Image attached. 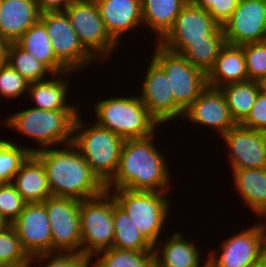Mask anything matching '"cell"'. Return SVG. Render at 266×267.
Here are the masks:
<instances>
[{
    "label": "cell",
    "instance_id": "34",
    "mask_svg": "<svg viewBox=\"0 0 266 267\" xmlns=\"http://www.w3.org/2000/svg\"><path fill=\"white\" fill-rule=\"evenodd\" d=\"M28 258L14 227L0 223V266L19 263Z\"/></svg>",
    "mask_w": 266,
    "mask_h": 267
},
{
    "label": "cell",
    "instance_id": "44",
    "mask_svg": "<svg viewBox=\"0 0 266 267\" xmlns=\"http://www.w3.org/2000/svg\"><path fill=\"white\" fill-rule=\"evenodd\" d=\"M262 89L266 92V79L261 82Z\"/></svg>",
    "mask_w": 266,
    "mask_h": 267
},
{
    "label": "cell",
    "instance_id": "38",
    "mask_svg": "<svg viewBox=\"0 0 266 267\" xmlns=\"http://www.w3.org/2000/svg\"><path fill=\"white\" fill-rule=\"evenodd\" d=\"M37 261L42 267H90L91 259L82 253L55 252L33 256L32 263Z\"/></svg>",
    "mask_w": 266,
    "mask_h": 267
},
{
    "label": "cell",
    "instance_id": "16",
    "mask_svg": "<svg viewBox=\"0 0 266 267\" xmlns=\"http://www.w3.org/2000/svg\"><path fill=\"white\" fill-rule=\"evenodd\" d=\"M228 148L231 171L266 168V132L248 129L240 124L221 136Z\"/></svg>",
    "mask_w": 266,
    "mask_h": 267
},
{
    "label": "cell",
    "instance_id": "25",
    "mask_svg": "<svg viewBox=\"0 0 266 267\" xmlns=\"http://www.w3.org/2000/svg\"><path fill=\"white\" fill-rule=\"evenodd\" d=\"M235 191L257 217L266 218V168L234 169Z\"/></svg>",
    "mask_w": 266,
    "mask_h": 267
},
{
    "label": "cell",
    "instance_id": "6",
    "mask_svg": "<svg viewBox=\"0 0 266 267\" xmlns=\"http://www.w3.org/2000/svg\"><path fill=\"white\" fill-rule=\"evenodd\" d=\"M110 192L115 202L127 213L145 239L154 247L169 218L170 199L167 192L117 189ZM167 197V198H166Z\"/></svg>",
    "mask_w": 266,
    "mask_h": 267
},
{
    "label": "cell",
    "instance_id": "39",
    "mask_svg": "<svg viewBox=\"0 0 266 267\" xmlns=\"http://www.w3.org/2000/svg\"><path fill=\"white\" fill-rule=\"evenodd\" d=\"M195 6L206 10L220 25L230 19L239 0H190Z\"/></svg>",
    "mask_w": 266,
    "mask_h": 267
},
{
    "label": "cell",
    "instance_id": "3",
    "mask_svg": "<svg viewBox=\"0 0 266 267\" xmlns=\"http://www.w3.org/2000/svg\"><path fill=\"white\" fill-rule=\"evenodd\" d=\"M32 106L6 117L4 125L32 139L38 145L36 151L72 143L79 110H42Z\"/></svg>",
    "mask_w": 266,
    "mask_h": 267
},
{
    "label": "cell",
    "instance_id": "23",
    "mask_svg": "<svg viewBox=\"0 0 266 267\" xmlns=\"http://www.w3.org/2000/svg\"><path fill=\"white\" fill-rule=\"evenodd\" d=\"M69 73L71 75L75 72L53 74L51 79L29 83L27 95H30V99L33 100L34 108L42 110H78V105H72L67 101L69 90L67 78Z\"/></svg>",
    "mask_w": 266,
    "mask_h": 267
},
{
    "label": "cell",
    "instance_id": "26",
    "mask_svg": "<svg viewBox=\"0 0 266 267\" xmlns=\"http://www.w3.org/2000/svg\"><path fill=\"white\" fill-rule=\"evenodd\" d=\"M190 0H141L143 25L159 42L172 28L182 8Z\"/></svg>",
    "mask_w": 266,
    "mask_h": 267
},
{
    "label": "cell",
    "instance_id": "42",
    "mask_svg": "<svg viewBox=\"0 0 266 267\" xmlns=\"http://www.w3.org/2000/svg\"><path fill=\"white\" fill-rule=\"evenodd\" d=\"M31 265H33L32 263V257H29L28 259L19 262V263H15V264H8V265H3L0 267H30Z\"/></svg>",
    "mask_w": 266,
    "mask_h": 267
},
{
    "label": "cell",
    "instance_id": "24",
    "mask_svg": "<svg viewBox=\"0 0 266 267\" xmlns=\"http://www.w3.org/2000/svg\"><path fill=\"white\" fill-rule=\"evenodd\" d=\"M243 45L225 44L216 58L214 67L207 74V85L221 88L227 84L247 81Z\"/></svg>",
    "mask_w": 266,
    "mask_h": 267
},
{
    "label": "cell",
    "instance_id": "1",
    "mask_svg": "<svg viewBox=\"0 0 266 267\" xmlns=\"http://www.w3.org/2000/svg\"><path fill=\"white\" fill-rule=\"evenodd\" d=\"M155 137L154 133L145 138L124 140L117 171L105 185L106 191L128 189L169 192L172 186L169 164L157 143H154Z\"/></svg>",
    "mask_w": 266,
    "mask_h": 267
},
{
    "label": "cell",
    "instance_id": "11",
    "mask_svg": "<svg viewBox=\"0 0 266 267\" xmlns=\"http://www.w3.org/2000/svg\"><path fill=\"white\" fill-rule=\"evenodd\" d=\"M49 35L57 59L69 70L78 72L96 58L82 45L65 12L41 13L39 20Z\"/></svg>",
    "mask_w": 266,
    "mask_h": 267
},
{
    "label": "cell",
    "instance_id": "13",
    "mask_svg": "<svg viewBox=\"0 0 266 267\" xmlns=\"http://www.w3.org/2000/svg\"><path fill=\"white\" fill-rule=\"evenodd\" d=\"M227 44L242 46L266 40V0H239L223 26Z\"/></svg>",
    "mask_w": 266,
    "mask_h": 267
},
{
    "label": "cell",
    "instance_id": "19",
    "mask_svg": "<svg viewBox=\"0 0 266 267\" xmlns=\"http://www.w3.org/2000/svg\"><path fill=\"white\" fill-rule=\"evenodd\" d=\"M106 31L119 45L122 35L143 25L141 0H95Z\"/></svg>",
    "mask_w": 266,
    "mask_h": 267
},
{
    "label": "cell",
    "instance_id": "8",
    "mask_svg": "<svg viewBox=\"0 0 266 267\" xmlns=\"http://www.w3.org/2000/svg\"><path fill=\"white\" fill-rule=\"evenodd\" d=\"M81 253L90 259L114 243L113 195L104 191L99 196L80 201Z\"/></svg>",
    "mask_w": 266,
    "mask_h": 267
},
{
    "label": "cell",
    "instance_id": "37",
    "mask_svg": "<svg viewBox=\"0 0 266 267\" xmlns=\"http://www.w3.org/2000/svg\"><path fill=\"white\" fill-rule=\"evenodd\" d=\"M29 82L8 63L0 66V97L17 99L28 92Z\"/></svg>",
    "mask_w": 266,
    "mask_h": 267
},
{
    "label": "cell",
    "instance_id": "7",
    "mask_svg": "<svg viewBox=\"0 0 266 267\" xmlns=\"http://www.w3.org/2000/svg\"><path fill=\"white\" fill-rule=\"evenodd\" d=\"M151 56L165 71L170 92L175 99V119L182 120L184 111L208 86L207 74L192 65L182 54L170 51L154 41Z\"/></svg>",
    "mask_w": 266,
    "mask_h": 267
},
{
    "label": "cell",
    "instance_id": "31",
    "mask_svg": "<svg viewBox=\"0 0 266 267\" xmlns=\"http://www.w3.org/2000/svg\"><path fill=\"white\" fill-rule=\"evenodd\" d=\"M90 267H156L155 253L112 247L96 253L91 258Z\"/></svg>",
    "mask_w": 266,
    "mask_h": 267
},
{
    "label": "cell",
    "instance_id": "45",
    "mask_svg": "<svg viewBox=\"0 0 266 267\" xmlns=\"http://www.w3.org/2000/svg\"><path fill=\"white\" fill-rule=\"evenodd\" d=\"M264 267H266V254H265V260H264Z\"/></svg>",
    "mask_w": 266,
    "mask_h": 267
},
{
    "label": "cell",
    "instance_id": "20",
    "mask_svg": "<svg viewBox=\"0 0 266 267\" xmlns=\"http://www.w3.org/2000/svg\"><path fill=\"white\" fill-rule=\"evenodd\" d=\"M34 0H2L0 40L16 42L33 24L40 20Z\"/></svg>",
    "mask_w": 266,
    "mask_h": 267
},
{
    "label": "cell",
    "instance_id": "41",
    "mask_svg": "<svg viewBox=\"0 0 266 267\" xmlns=\"http://www.w3.org/2000/svg\"><path fill=\"white\" fill-rule=\"evenodd\" d=\"M40 13L64 12L73 0H34Z\"/></svg>",
    "mask_w": 266,
    "mask_h": 267
},
{
    "label": "cell",
    "instance_id": "5",
    "mask_svg": "<svg viewBox=\"0 0 266 267\" xmlns=\"http://www.w3.org/2000/svg\"><path fill=\"white\" fill-rule=\"evenodd\" d=\"M96 124L125 139L145 138L156 133L159 123L149 114L139 96L112 97L93 105Z\"/></svg>",
    "mask_w": 266,
    "mask_h": 267
},
{
    "label": "cell",
    "instance_id": "43",
    "mask_svg": "<svg viewBox=\"0 0 266 267\" xmlns=\"http://www.w3.org/2000/svg\"><path fill=\"white\" fill-rule=\"evenodd\" d=\"M6 46L7 43L3 40H0V66L5 62L6 59Z\"/></svg>",
    "mask_w": 266,
    "mask_h": 267
},
{
    "label": "cell",
    "instance_id": "4",
    "mask_svg": "<svg viewBox=\"0 0 266 267\" xmlns=\"http://www.w3.org/2000/svg\"><path fill=\"white\" fill-rule=\"evenodd\" d=\"M81 117L80 113L76 117L72 144L80 151L94 174L106 185L117 171L124 139L95 122L91 126L87 125Z\"/></svg>",
    "mask_w": 266,
    "mask_h": 267
},
{
    "label": "cell",
    "instance_id": "10",
    "mask_svg": "<svg viewBox=\"0 0 266 267\" xmlns=\"http://www.w3.org/2000/svg\"><path fill=\"white\" fill-rule=\"evenodd\" d=\"M82 45L98 60L104 61L118 50L106 31L95 0H73L64 11Z\"/></svg>",
    "mask_w": 266,
    "mask_h": 267
},
{
    "label": "cell",
    "instance_id": "28",
    "mask_svg": "<svg viewBox=\"0 0 266 267\" xmlns=\"http://www.w3.org/2000/svg\"><path fill=\"white\" fill-rule=\"evenodd\" d=\"M158 43L170 51L182 54L192 65L208 74L226 41Z\"/></svg>",
    "mask_w": 266,
    "mask_h": 267
},
{
    "label": "cell",
    "instance_id": "9",
    "mask_svg": "<svg viewBox=\"0 0 266 267\" xmlns=\"http://www.w3.org/2000/svg\"><path fill=\"white\" fill-rule=\"evenodd\" d=\"M256 223L222 240L220 254L218 250L207 254V267H264L266 221Z\"/></svg>",
    "mask_w": 266,
    "mask_h": 267
},
{
    "label": "cell",
    "instance_id": "33",
    "mask_svg": "<svg viewBox=\"0 0 266 267\" xmlns=\"http://www.w3.org/2000/svg\"><path fill=\"white\" fill-rule=\"evenodd\" d=\"M35 152V147H26L25 144L21 146L19 143L0 139V184L12 183L22 163Z\"/></svg>",
    "mask_w": 266,
    "mask_h": 267
},
{
    "label": "cell",
    "instance_id": "21",
    "mask_svg": "<svg viewBox=\"0 0 266 267\" xmlns=\"http://www.w3.org/2000/svg\"><path fill=\"white\" fill-rule=\"evenodd\" d=\"M183 234L177 231L166 236L164 245L158 242L153 247L156 267H207V259L202 264L201 250Z\"/></svg>",
    "mask_w": 266,
    "mask_h": 267
},
{
    "label": "cell",
    "instance_id": "46",
    "mask_svg": "<svg viewBox=\"0 0 266 267\" xmlns=\"http://www.w3.org/2000/svg\"><path fill=\"white\" fill-rule=\"evenodd\" d=\"M1 5H2V0H0V12H1Z\"/></svg>",
    "mask_w": 266,
    "mask_h": 267
},
{
    "label": "cell",
    "instance_id": "17",
    "mask_svg": "<svg viewBox=\"0 0 266 267\" xmlns=\"http://www.w3.org/2000/svg\"><path fill=\"white\" fill-rule=\"evenodd\" d=\"M150 60L139 98L149 114L163 125L175 120V99L165 71L153 58Z\"/></svg>",
    "mask_w": 266,
    "mask_h": 267
},
{
    "label": "cell",
    "instance_id": "27",
    "mask_svg": "<svg viewBox=\"0 0 266 267\" xmlns=\"http://www.w3.org/2000/svg\"><path fill=\"white\" fill-rule=\"evenodd\" d=\"M16 43L45 64L54 74L71 72L56 57L44 25L37 21Z\"/></svg>",
    "mask_w": 266,
    "mask_h": 267
},
{
    "label": "cell",
    "instance_id": "12",
    "mask_svg": "<svg viewBox=\"0 0 266 267\" xmlns=\"http://www.w3.org/2000/svg\"><path fill=\"white\" fill-rule=\"evenodd\" d=\"M42 203L50 221L52 253H81L80 200L51 196Z\"/></svg>",
    "mask_w": 266,
    "mask_h": 267
},
{
    "label": "cell",
    "instance_id": "32",
    "mask_svg": "<svg viewBox=\"0 0 266 267\" xmlns=\"http://www.w3.org/2000/svg\"><path fill=\"white\" fill-rule=\"evenodd\" d=\"M5 62L29 83L45 80L48 75L50 77L54 74L45 64L21 48L16 42L7 43Z\"/></svg>",
    "mask_w": 266,
    "mask_h": 267
},
{
    "label": "cell",
    "instance_id": "30",
    "mask_svg": "<svg viewBox=\"0 0 266 267\" xmlns=\"http://www.w3.org/2000/svg\"><path fill=\"white\" fill-rule=\"evenodd\" d=\"M113 223L114 243L113 248L154 251L153 246L139 232L127 213L115 202L113 197Z\"/></svg>",
    "mask_w": 266,
    "mask_h": 267
},
{
    "label": "cell",
    "instance_id": "2",
    "mask_svg": "<svg viewBox=\"0 0 266 267\" xmlns=\"http://www.w3.org/2000/svg\"><path fill=\"white\" fill-rule=\"evenodd\" d=\"M43 163L52 196L80 201L102 194L106 187L72 144L34 153Z\"/></svg>",
    "mask_w": 266,
    "mask_h": 267
},
{
    "label": "cell",
    "instance_id": "15",
    "mask_svg": "<svg viewBox=\"0 0 266 267\" xmlns=\"http://www.w3.org/2000/svg\"><path fill=\"white\" fill-rule=\"evenodd\" d=\"M11 225L29 257L52 253L50 221L42 202L27 203Z\"/></svg>",
    "mask_w": 266,
    "mask_h": 267
},
{
    "label": "cell",
    "instance_id": "29",
    "mask_svg": "<svg viewBox=\"0 0 266 267\" xmlns=\"http://www.w3.org/2000/svg\"><path fill=\"white\" fill-rule=\"evenodd\" d=\"M219 89L225 97L232 118L237 124H240L250 113L259 92L262 90V84L247 80L227 84Z\"/></svg>",
    "mask_w": 266,
    "mask_h": 267
},
{
    "label": "cell",
    "instance_id": "40",
    "mask_svg": "<svg viewBox=\"0 0 266 267\" xmlns=\"http://www.w3.org/2000/svg\"><path fill=\"white\" fill-rule=\"evenodd\" d=\"M240 125L248 129L266 132V92L263 89L259 92L250 113Z\"/></svg>",
    "mask_w": 266,
    "mask_h": 267
},
{
    "label": "cell",
    "instance_id": "18",
    "mask_svg": "<svg viewBox=\"0 0 266 267\" xmlns=\"http://www.w3.org/2000/svg\"><path fill=\"white\" fill-rule=\"evenodd\" d=\"M184 120L208 126L220 135L227 133L237 123L232 118L225 97L220 89L206 87L184 111Z\"/></svg>",
    "mask_w": 266,
    "mask_h": 267
},
{
    "label": "cell",
    "instance_id": "36",
    "mask_svg": "<svg viewBox=\"0 0 266 267\" xmlns=\"http://www.w3.org/2000/svg\"><path fill=\"white\" fill-rule=\"evenodd\" d=\"M248 79L262 82L266 79V40L243 45Z\"/></svg>",
    "mask_w": 266,
    "mask_h": 267
},
{
    "label": "cell",
    "instance_id": "14",
    "mask_svg": "<svg viewBox=\"0 0 266 267\" xmlns=\"http://www.w3.org/2000/svg\"><path fill=\"white\" fill-rule=\"evenodd\" d=\"M226 41L223 26L202 8L189 1L172 28L159 42Z\"/></svg>",
    "mask_w": 266,
    "mask_h": 267
},
{
    "label": "cell",
    "instance_id": "35",
    "mask_svg": "<svg viewBox=\"0 0 266 267\" xmlns=\"http://www.w3.org/2000/svg\"><path fill=\"white\" fill-rule=\"evenodd\" d=\"M26 204L12 183L0 184V223L11 224Z\"/></svg>",
    "mask_w": 266,
    "mask_h": 267
},
{
    "label": "cell",
    "instance_id": "22",
    "mask_svg": "<svg viewBox=\"0 0 266 267\" xmlns=\"http://www.w3.org/2000/svg\"><path fill=\"white\" fill-rule=\"evenodd\" d=\"M12 184L27 203H41L52 196L45 167L34 153L22 163Z\"/></svg>",
    "mask_w": 266,
    "mask_h": 267
}]
</instances>
